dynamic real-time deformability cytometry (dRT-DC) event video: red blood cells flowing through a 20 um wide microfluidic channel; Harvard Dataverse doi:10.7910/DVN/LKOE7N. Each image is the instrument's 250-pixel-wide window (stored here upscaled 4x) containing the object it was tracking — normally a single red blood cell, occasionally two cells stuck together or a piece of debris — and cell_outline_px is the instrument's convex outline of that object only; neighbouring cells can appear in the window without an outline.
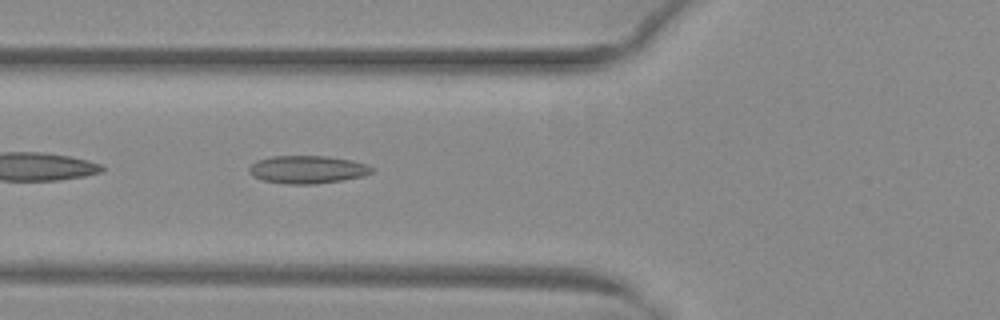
{"species": "common noctule bat (a hibernating species)", "species_latin": "Nyctalus noctula", "temperature_condition": "warm", "stored_images_in_passage": 50, "camera_frame_rate_fps": 3000, "um_per_image_px": 0.085, "animal": {"sex": "female", "body_mass_g": 29.2, "forearm_length_mm": 56.3}, "frame": {"image": 1, "passage_image": 19, "time_ms": 6.0, "image_size_px": [1000, 320], "cell_outline_px": [[376, 168], [372, 172], [364, 176], [316, 184], [288, 184], [264, 180], [252, 176], [248, 172], [248, 168], [256, 160], [272, 156], [328, 156], [352, 160], [368, 164]], "centroid_in_image_um": [26.15, 14.4], "position_along_channel_um": 99.7, "area_um2": 20.06}}
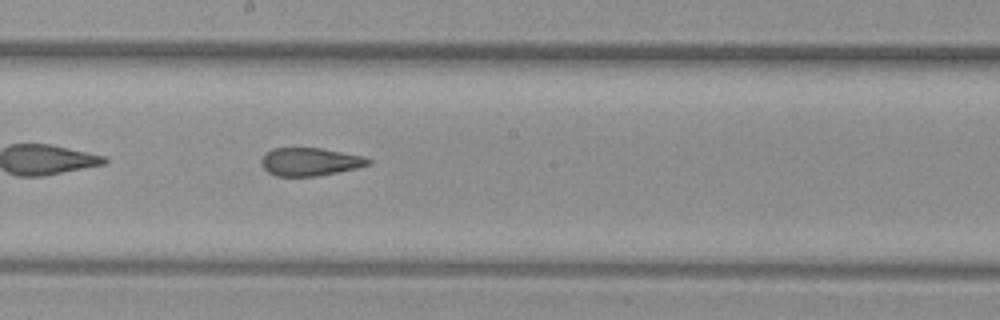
{"frame": {"image": 2, "passage_image": 28, "time_ms": 9.0, "image_size_px": [1000, 320], "cell_outline_px": [[372, 164], [356, 168], [316, 176], [276, 176], [268, 172], [260, 164], [260, 160], [264, 152], [272, 148], [320, 148], [364, 156], [372, 160]], "centroid_in_image_um": [26.32, 13.74], "position_along_channel_um": 221.9, "area_um2": 17.57}}
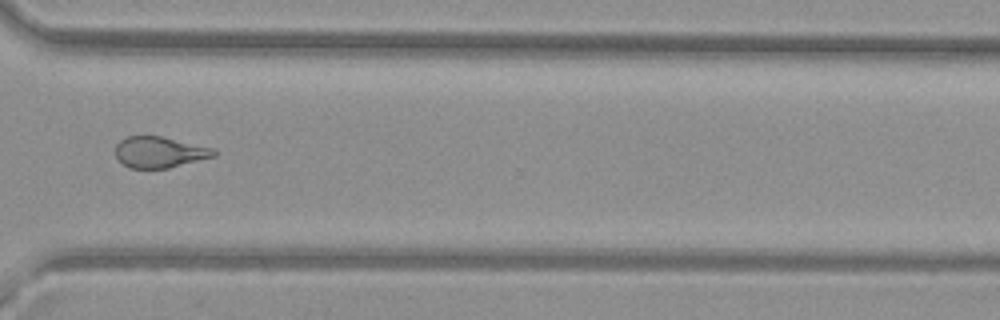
{"frame": {"image": 3, "passage_image": 38, "time_ms": 12.333, "image_size_px": [1000, 320], "cell_outline_px": [[220, 152], [216, 156], [168, 168], [128, 168], [120, 164], [116, 156], [116, 144], [120, 140], [128, 136], [160, 136], [216, 148]], "centroid_in_image_um": [13.59, 12.94], "position_along_channel_um": 357.0, "area_um2": 18.09}, "authors_computed_cell_mechanics": {"area_um2": 20.3167, "velocity_mm_per_s": 4.0657, "shape_relaxation_time_tau1_ms": null, "shape_relaxation_time_tau2_ms": 1.7474, "deformation_change_tau1": null, "deformation_change_tau2": 0.0869}}